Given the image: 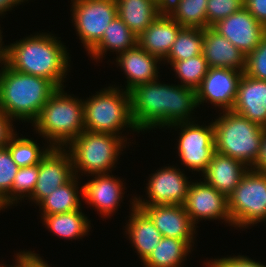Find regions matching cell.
<instances>
[{"label": "cell", "mask_w": 266, "mask_h": 267, "mask_svg": "<svg viewBox=\"0 0 266 267\" xmlns=\"http://www.w3.org/2000/svg\"><path fill=\"white\" fill-rule=\"evenodd\" d=\"M205 267H266L263 263L260 261L252 260V258H249L244 255H234L231 257V255H227L226 257L222 258H215V259H209V261L204 262Z\"/></svg>", "instance_id": "cell-37"}, {"label": "cell", "mask_w": 266, "mask_h": 267, "mask_svg": "<svg viewBox=\"0 0 266 267\" xmlns=\"http://www.w3.org/2000/svg\"><path fill=\"white\" fill-rule=\"evenodd\" d=\"M19 137L16 133L7 144V148L12 156V159L19 167L35 166L40 163V160L52 148L49 144L39 147L35 140ZM47 146V147H46Z\"/></svg>", "instance_id": "cell-31"}, {"label": "cell", "mask_w": 266, "mask_h": 267, "mask_svg": "<svg viewBox=\"0 0 266 267\" xmlns=\"http://www.w3.org/2000/svg\"><path fill=\"white\" fill-rule=\"evenodd\" d=\"M170 64L175 72L176 78L180 81V85L184 87H190L197 90L201 85L203 78L206 76L209 66L207 60L203 54L195 57L188 58L186 60H180L175 62H164L163 64Z\"/></svg>", "instance_id": "cell-33"}, {"label": "cell", "mask_w": 266, "mask_h": 267, "mask_svg": "<svg viewBox=\"0 0 266 267\" xmlns=\"http://www.w3.org/2000/svg\"><path fill=\"white\" fill-rule=\"evenodd\" d=\"M195 241H183L162 237L157 247L143 261L144 267H184L189 253L193 251Z\"/></svg>", "instance_id": "cell-28"}, {"label": "cell", "mask_w": 266, "mask_h": 267, "mask_svg": "<svg viewBox=\"0 0 266 267\" xmlns=\"http://www.w3.org/2000/svg\"><path fill=\"white\" fill-rule=\"evenodd\" d=\"M116 66L126 75L125 91L130 92L136 86L153 82L160 78L159 67L161 60L145 51L138 44L129 50L120 53L115 59Z\"/></svg>", "instance_id": "cell-18"}, {"label": "cell", "mask_w": 266, "mask_h": 267, "mask_svg": "<svg viewBox=\"0 0 266 267\" xmlns=\"http://www.w3.org/2000/svg\"><path fill=\"white\" fill-rule=\"evenodd\" d=\"M202 54L209 67L245 71L246 56L212 27L204 29Z\"/></svg>", "instance_id": "cell-21"}, {"label": "cell", "mask_w": 266, "mask_h": 267, "mask_svg": "<svg viewBox=\"0 0 266 267\" xmlns=\"http://www.w3.org/2000/svg\"><path fill=\"white\" fill-rule=\"evenodd\" d=\"M242 7H244V0H208L206 8L207 27H212Z\"/></svg>", "instance_id": "cell-34"}, {"label": "cell", "mask_w": 266, "mask_h": 267, "mask_svg": "<svg viewBox=\"0 0 266 267\" xmlns=\"http://www.w3.org/2000/svg\"><path fill=\"white\" fill-rule=\"evenodd\" d=\"M110 174L90 175L92 179L83 185L85 204L87 203L91 208L94 207L103 218H111L115 215L126 190L123 179Z\"/></svg>", "instance_id": "cell-16"}, {"label": "cell", "mask_w": 266, "mask_h": 267, "mask_svg": "<svg viewBox=\"0 0 266 267\" xmlns=\"http://www.w3.org/2000/svg\"><path fill=\"white\" fill-rule=\"evenodd\" d=\"M13 122L14 120L0 109V148L6 147L10 139L17 133Z\"/></svg>", "instance_id": "cell-38"}, {"label": "cell", "mask_w": 266, "mask_h": 267, "mask_svg": "<svg viewBox=\"0 0 266 267\" xmlns=\"http://www.w3.org/2000/svg\"><path fill=\"white\" fill-rule=\"evenodd\" d=\"M109 85L86 100L83 99L85 130L120 137H125L122 133L126 128L137 133L131 115L130 92L125 91L119 84Z\"/></svg>", "instance_id": "cell-6"}, {"label": "cell", "mask_w": 266, "mask_h": 267, "mask_svg": "<svg viewBox=\"0 0 266 267\" xmlns=\"http://www.w3.org/2000/svg\"><path fill=\"white\" fill-rule=\"evenodd\" d=\"M195 181L191 182L183 204L193 224L198 227L197 224L201 220L216 221L219 219L220 221L223 220L222 223L225 221L228 226L231 225L232 227L227 197L202 181V178L199 182Z\"/></svg>", "instance_id": "cell-12"}, {"label": "cell", "mask_w": 266, "mask_h": 267, "mask_svg": "<svg viewBox=\"0 0 266 267\" xmlns=\"http://www.w3.org/2000/svg\"><path fill=\"white\" fill-rule=\"evenodd\" d=\"M71 18L79 40L89 53L117 16L115 0H71Z\"/></svg>", "instance_id": "cell-10"}, {"label": "cell", "mask_w": 266, "mask_h": 267, "mask_svg": "<svg viewBox=\"0 0 266 267\" xmlns=\"http://www.w3.org/2000/svg\"><path fill=\"white\" fill-rule=\"evenodd\" d=\"M127 139V136L84 130L65 147L71 156L74 175L112 174L119 155L131 143Z\"/></svg>", "instance_id": "cell-5"}, {"label": "cell", "mask_w": 266, "mask_h": 267, "mask_svg": "<svg viewBox=\"0 0 266 267\" xmlns=\"http://www.w3.org/2000/svg\"><path fill=\"white\" fill-rule=\"evenodd\" d=\"M227 199L232 226L236 229L266 224V173L249 168Z\"/></svg>", "instance_id": "cell-8"}, {"label": "cell", "mask_w": 266, "mask_h": 267, "mask_svg": "<svg viewBox=\"0 0 266 267\" xmlns=\"http://www.w3.org/2000/svg\"><path fill=\"white\" fill-rule=\"evenodd\" d=\"M244 73L258 80H266V34L259 45L246 56Z\"/></svg>", "instance_id": "cell-36"}, {"label": "cell", "mask_w": 266, "mask_h": 267, "mask_svg": "<svg viewBox=\"0 0 266 267\" xmlns=\"http://www.w3.org/2000/svg\"><path fill=\"white\" fill-rule=\"evenodd\" d=\"M58 88L32 124L51 147L65 148L85 130L83 99ZM72 95V96H71Z\"/></svg>", "instance_id": "cell-4"}, {"label": "cell", "mask_w": 266, "mask_h": 267, "mask_svg": "<svg viewBox=\"0 0 266 267\" xmlns=\"http://www.w3.org/2000/svg\"><path fill=\"white\" fill-rule=\"evenodd\" d=\"M132 200V201H131ZM130 215L125 228V236L136 250L135 252L143 262L157 247L162 234L151 219L139 208L135 207V197L130 199Z\"/></svg>", "instance_id": "cell-20"}, {"label": "cell", "mask_w": 266, "mask_h": 267, "mask_svg": "<svg viewBox=\"0 0 266 267\" xmlns=\"http://www.w3.org/2000/svg\"><path fill=\"white\" fill-rule=\"evenodd\" d=\"M153 222L163 237L196 241V225L183 205H147L140 208Z\"/></svg>", "instance_id": "cell-17"}, {"label": "cell", "mask_w": 266, "mask_h": 267, "mask_svg": "<svg viewBox=\"0 0 266 267\" xmlns=\"http://www.w3.org/2000/svg\"><path fill=\"white\" fill-rule=\"evenodd\" d=\"M0 67V109L14 122L33 124L58 87L51 80L18 72L7 63Z\"/></svg>", "instance_id": "cell-3"}, {"label": "cell", "mask_w": 266, "mask_h": 267, "mask_svg": "<svg viewBox=\"0 0 266 267\" xmlns=\"http://www.w3.org/2000/svg\"><path fill=\"white\" fill-rule=\"evenodd\" d=\"M73 176L74 171L69 152L65 148L52 147L40 160L36 186L33 193L27 198L28 201L38 205Z\"/></svg>", "instance_id": "cell-14"}, {"label": "cell", "mask_w": 266, "mask_h": 267, "mask_svg": "<svg viewBox=\"0 0 266 267\" xmlns=\"http://www.w3.org/2000/svg\"><path fill=\"white\" fill-rule=\"evenodd\" d=\"M79 178L82 177L74 175L67 183L57 187L37 205L39 211L41 210V218L45 215L68 213L82 209L81 201L83 198L80 196L83 197V185L78 186Z\"/></svg>", "instance_id": "cell-26"}, {"label": "cell", "mask_w": 266, "mask_h": 267, "mask_svg": "<svg viewBox=\"0 0 266 267\" xmlns=\"http://www.w3.org/2000/svg\"><path fill=\"white\" fill-rule=\"evenodd\" d=\"M248 169L242 161L215 152L202 180L228 197Z\"/></svg>", "instance_id": "cell-22"}, {"label": "cell", "mask_w": 266, "mask_h": 267, "mask_svg": "<svg viewBox=\"0 0 266 267\" xmlns=\"http://www.w3.org/2000/svg\"><path fill=\"white\" fill-rule=\"evenodd\" d=\"M182 28L166 12H163L138 36L137 44L163 61L170 52L176 36Z\"/></svg>", "instance_id": "cell-23"}, {"label": "cell", "mask_w": 266, "mask_h": 267, "mask_svg": "<svg viewBox=\"0 0 266 267\" xmlns=\"http://www.w3.org/2000/svg\"><path fill=\"white\" fill-rule=\"evenodd\" d=\"M16 259H14L15 263L14 265H4V267H25V250L23 251H20L17 253L16 251V254L14 256Z\"/></svg>", "instance_id": "cell-44"}, {"label": "cell", "mask_w": 266, "mask_h": 267, "mask_svg": "<svg viewBox=\"0 0 266 267\" xmlns=\"http://www.w3.org/2000/svg\"><path fill=\"white\" fill-rule=\"evenodd\" d=\"M19 168L12 159L9 149L0 148V202L10 193Z\"/></svg>", "instance_id": "cell-35"}, {"label": "cell", "mask_w": 266, "mask_h": 267, "mask_svg": "<svg viewBox=\"0 0 266 267\" xmlns=\"http://www.w3.org/2000/svg\"><path fill=\"white\" fill-rule=\"evenodd\" d=\"M212 28L247 56L260 43L266 28L245 8L220 20Z\"/></svg>", "instance_id": "cell-15"}, {"label": "cell", "mask_w": 266, "mask_h": 267, "mask_svg": "<svg viewBox=\"0 0 266 267\" xmlns=\"http://www.w3.org/2000/svg\"><path fill=\"white\" fill-rule=\"evenodd\" d=\"M137 45L136 35L118 17L108 25L101 41L87 55L93 60L101 61L107 55V51L120 53L132 49ZM106 54V55H105ZM104 55V56H103Z\"/></svg>", "instance_id": "cell-25"}, {"label": "cell", "mask_w": 266, "mask_h": 267, "mask_svg": "<svg viewBox=\"0 0 266 267\" xmlns=\"http://www.w3.org/2000/svg\"><path fill=\"white\" fill-rule=\"evenodd\" d=\"M182 170L173 165L151 173L145 187L147 198L134 196L135 207L140 209L147 205H183L192 181L188 180L184 169Z\"/></svg>", "instance_id": "cell-11"}, {"label": "cell", "mask_w": 266, "mask_h": 267, "mask_svg": "<svg viewBox=\"0 0 266 267\" xmlns=\"http://www.w3.org/2000/svg\"><path fill=\"white\" fill-rule=\"evenodd\" d=\"M208 0H178L165 12L183 28H207Z\"/></svg>", "instance_id": "cell-29"}, {"label": "cell", "mask_w": 266, "mask_h": 267, "mask_svg": "<svg viewBox=\"0 0 266 267\" xmlns=\"http://www.w3.org/2000/svg\"><path fill=\"white\" fill-rule=\"evenodd\" d=\"M39 174V164L35 166L20 167L15 175L10 193L0 202V211L17 206L19 201L27 200L36 186ZM23 199V200H22Z\"/></svg>", "instance_id": "cell-32"}, {"label": "cell", "mask_w": 266, "mask_h": 267, "mask_svg": "<svg viewBox=\"0 0 266 267\" xmlns=\"http://www.w3.org/2000/svg\"><path fill=\"white\" fill-rule=\"evenodd\" d=\"M244 7L266 28V0H244Z\"/></svg>", "instance_id": "cell-39"}, {"label": "cell", "mask_w": 266, "mask_h": 267, "mask_svg": "<svg viewBox=\"0 0 266 267\" xmlns=\"http://www.w3.org/2000/svg\"><path fill=\"white\" fill-rule=\"evenodd\" d=\"M197 121L177 123L167 128L181 130L176 147L181 165L192 170V174L196 171L202 175L215 153L214 126L212 121L207 125H200Z\"/></svg>", "instance_id": "cell-9"}, {"label": "cell", "mask_w": 266, "mask_h": 267, "mask_svg": "<svg viewBox=\"0 0 266 267\" xmlns=\"http://www.w3.org/2000/svg\"><path fill=\"white\" fill-rule=\"evenodd\" d=\"M204 29L182 28L163 62L186 60L202 54Z\"/></svg>", "instance_id": "cell-30"}, {"label": "cell", "mask_w": 266, "mask_h": 267, "mask_svg": "<svg viewBox=\"0 0 266 267\" xmlns=\"http://www.w3.org/2000/svg\"><path fill=\"white\" fill-rule=\"evenodd\" d=\"M1 28V26H0ZM3 31L0 30V64L2 63H6L7 58H8V48L9 46L4 44L3 39V35H2ZM4 44V45H3Z\"/></svg>", "instance_id": "cell-43"}, {"label": "cell", "mask_w": 266, "mask_h": 267, "mask_svg": "<svg viewBox=\"0 0 266 267\" xmlns=\"http://www.w3.org/2000/svg\"><path fill=\"white\" fill-rule=\"evenodd\" d=\"M244 71L222 67H209L201 85L196 90L197 105L209 103L219 111L232 110L234 107L238 84Z\"/></svg>", "instance_id": "cell-13"}, {"label": "cell", "mask_w": 266, "mask_h": 267, "mask_svg": "<svg viewBox=\"0 0 266 267\" xmlns=\"http://www.w3.org/2000/svg\"><path fill=\"white\" fill-rule=\"evenodd\" d=\"M29 0H0V17L6 15L8 11L13 10L12 8L21 5V3H26Z\"/></svg>", "instance_id": "cell-42"}, {"label": "cell", "mask_w": 266, "mask_h": 267, "mask_svg": "<svg viewBox=\"0 0 266 267\" xmlns=\"http://www.w3.org/2000/svg\"><path fill=\"white\" fill-rule=\"evenodd\" d=\"M232 111L266 128V80L243 73Z\"/></svg>", "instance_id": "cell-19"}, {"label": "cell", "mask_w": 266, "mask_h": 267, "mask_svg": "<svg viewBox=\"0 0 266 267\" xmlns=\"http://www.w3.org/2000/svg\"><path fill=\"white\" fill-rule=\"evenodd\" d=\"M219 114L212 120L215 152L240 160L251 168L258 158L265 127L232 110Z\"/></svg>", "instance_id": "cell-7"}, {"label": "cell", "mask_w": 266, "mask_h": 267, "mask_svg": "<svg viewBox=\"0 0 266 267\" xmlns=\"http://www.w3.org/2000/svg\"><path fill=\"white\" fill-rule=\"evenodd\" d=\"M117 16L140 36L163 11L157 0H115Z\"/></svg>", "instance_id": "cell-24"}, {"label": "cell", "mask_w": 266, "mask_h": 267, "mask_svg": "<svg viewBox=\"0 0 266 267\" xmlns=\"http://www.w3.org/2000/svg\"><path fill=\"white\" fill-rule=\"evenodd\" d=\"M161 10L163 11V0H157Z\"/></svg>", "instance_id": "cell-46"}, {"label": "cell", "mask_w": 266, "mask_h": 267, "mask_svg": "<svg viewBox=\"0 0 266 267\" xmlns=\"http://www.w3.org/2000/svg\"><path fill=\"white\" fill-rule=\"evenodd\" d=\"M251 169L266 173V128L263 132L258 158Z\"/></svg>", "instance_id": "cell-40"}, {"label": "cell", "mask_w": 266, "mask_h": 267, "mask_svg": "<svg viewBox=\"0 0 266 267\" xmlns=\"http://www.w3.org/2000/svg\"><path fill=\"white\" fill-rule=\"evenodd\" d=\"M82 211L80 209L68 213L45 215L41 218L42 224L59 238L71 239V241L82 239L90 234L92 228L91 220Z\"/></svg>", "instance_id": "cell-27"}, {"label": "cell", "mask_w": 266, "mask_h": 267, "mask_svg": "<svg viewBox=\"0 0 266 267\" xmlns=\"http://www.w3.org/2000/svg\"><path fill=\"white\" fill-rule=\"evenodd\" d=\"M60 37L40 32L16 40L8 46L6 63L14 70L51 80L58 88L64 82L71 65L69 52Z\"/></svg>", "instance_id": "cell-2"}, {"label": "cell", "mask_w": 266, "mask_h": 267, "mask_svg": "<svg viewBox=\"0 0 266 267\" xmlns=\"http://www.w3.org/2000/svg\"><path fill=\"white\" fill-rule=\"evenodd\" d=\"M165 83L156 79L130 91L131 115L138 133L195 120L196 90L179 82L178 85Z\"/></svg>", "instance_id": "cell-1"}, {"label": "cell", "mask_w": 266, "mask_h": 267, "mask_svg": "<svg viewBox=\"0 0 266 267\" xmlns=\"http://www.w3.org/2000/svg\"><path fill=\"white\" fill-rule=\"evenodd\" d=\"M25 267H51L48 262L45 261L40 254L31 250L25 249Z\"/></svg>", "instance_id": "cell-41"}, {"label": "cell", "mask_w": 266, "mask_h": 267, "mask_svg": "<svg viewBox=\"0 0 266 267\" xmlns=\"http://www.w3.org/2000/svg\"><path fill=\"white\" fill-rule=\"evenodd\" d=\"M176 1L178 0H163V12H165Z\"/></svg>", "instance_id": "cell-45"}]
</instances>
